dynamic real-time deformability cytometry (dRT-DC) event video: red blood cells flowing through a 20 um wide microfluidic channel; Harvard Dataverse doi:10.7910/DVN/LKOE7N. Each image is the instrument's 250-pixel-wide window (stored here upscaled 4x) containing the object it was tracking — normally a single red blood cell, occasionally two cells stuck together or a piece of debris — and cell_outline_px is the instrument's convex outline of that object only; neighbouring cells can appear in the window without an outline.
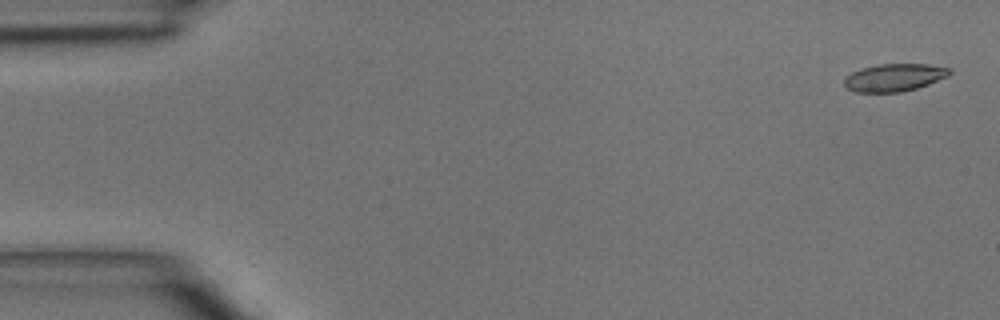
{"species": "common noctule bat (a hibernating species)", "species_latin": "Nyctalus noctula", "temperature_condition": "room temperature", "stored_images_in_passage": 5, "camera_frame_rate_fps": 3000, "um_per_image_px": 0.085, "animal": {"sex": "male", "body_mass_g": 15.6}, "frame": {"image": 1, "passage_image": 1, "time_ms": 0.0, "image_size_px": [1000, 320], "cell_outline_px": [[952, 72], [948, 76], [928, 84], [916, 88], [900, 92], [856, 92], [848, 88], [844, 84], [844, 80], [852, 72], [864, 68], [880, 64], [928, 64], [948, 68]], "centroid_in_image_um": [76.03, 6.59], "position_along_channel_um": 9.0, "area_um2": 16.65}}
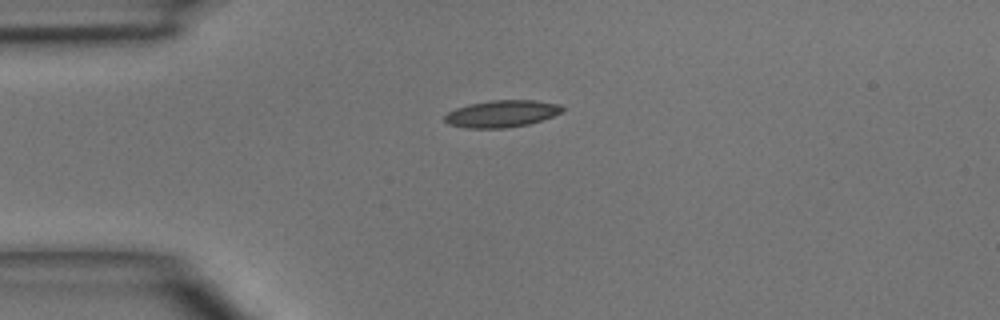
{"frame": {"image": 2, "passage_image": 4, "time_ms": 3.333, "image_size_px": [1000, 320], "cell_outline_px": [[564, 108], [560, 112], [552, 116], [528, 124], [504, 128], [464, 128], [448, 124], [444, 120], [444, 116], [448, 112], [456, 108], [472, 104], [492, 100], [532, 100], [560, 104]], "centroid_in_image_um": [42.61, 9.67], "position_along_channel_um": 42.4, "area_um2": 18.26}}